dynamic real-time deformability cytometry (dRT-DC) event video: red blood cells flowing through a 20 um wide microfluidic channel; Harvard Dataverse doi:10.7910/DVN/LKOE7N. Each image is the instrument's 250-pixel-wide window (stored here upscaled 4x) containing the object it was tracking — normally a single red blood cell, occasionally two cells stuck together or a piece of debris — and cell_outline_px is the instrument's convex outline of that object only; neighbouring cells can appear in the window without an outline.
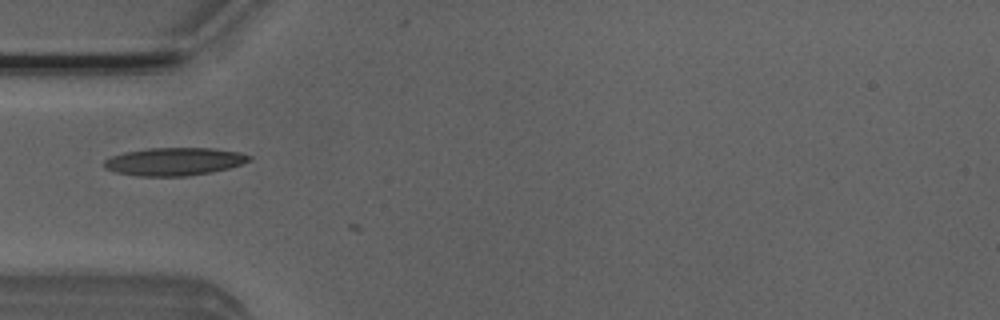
{"species": "Egyptian fruit bat (a non-hibernating species)", "species_latin": "Rousettus aegyptiacus", "temperature_condition": "room temperature", "stored_images_in_passage": 5, "camera_frame_rate_fps": 3000, "um_per_image_px": 0.085, "animal": {"sex": "male"}, "frame": {"image": 1, "passage_image": 4, "time_ms": 1.0, "image_size_px": [1000, 320], "cell_outline_px": [[252, 160], [228, 168], [212, 172], [188, 176], [140, 176], [116, 172], [104, 168], [104, 160], [112, 156], [124, 152], [148, 148], [212, 148], [240, 152], [252, 156]], "centroid_in_image_um": [14.82, 13.73], "position_along_channel_um": 70.2, "area_um2": 23.58}}